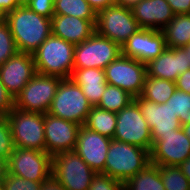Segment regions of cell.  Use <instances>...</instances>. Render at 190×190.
<instances>
[{
	"label": "cell",
	"instance_id": "obj_33",
	"mask_svg": "<svg viewBox=\"0 0 190 190\" xmlns=\"http://www.w3.org/2000/svg\"><path fill=\"white\" fill-rule=\"evenodd\" d=\"M42 182L31 181L7 173L2 182V190H40Z\"/></svg>",
	"mask_w": 190,
	"mask_h": 190
},
{
	"label": "cell",
	"instance_id": "obj_31",
	"mask_svg": "<svg viewBox=\"0 0 190 190\" xmlns=\"http://www.w3.org/2000/svg\"><path fill=\"white\" fill-rule=\"evenodd\" d=\"M18 52L8 23H0V66Z\"/></svg>",
	"mask_w": 190,
	"mask_h": 190
},
{
	"label": "cell",
	"instance_id": "obj_8",
	"mask_svg": "<svg viewBox=\"0 0 190 190\" xmlns=\"http://www.w3.org/2000/svg\"><path fill=\"white\" fill-rule=\"evenodd\" d=\"M61 80L60 77L36 73L14 99V107L46 114Z\"/></svg>",
	"mask_w": 190,
	"mask_h": 190
},
{
	"label": "cell",
	"instance_id": "obj_2",
	"mask_svg": "<svg viewBox=\"0 0 190 190\" xmlns=\"http://www.w3.org/2000/svg\"><path fill=\"white\" fill-rule=\"evenodd\" d=\"M75 45L51 35L32 53L36 72L68 79L74 69Z\"/></svg>",
	"mask_w": 190,
	"mask_h": 190
},
{
	"label": "cell",
	"instance_id": "obj_35",
	"mask_svg": "<svg viewBox=\"0 0 190 190\" xmlns=\"http://www.w3.org/2000/svg\"><path fill=\"white\" fill-rule=\"evenodd\" d=\"M27 6L46 18H52L54 15V0H30Z\"/></svg>",
	"mask_w": 190,
	"mask_h": 190
},
{
	"label": "cell",
	"instance_id": "obj_46",
	"mask_svg": "<svg viewBox=\"0 0 190 190\" xmlns=\"http://www.w3.org/2000/svg\"><path fill=\"white\" fill-rule=\"evenodd\" d=\"M181 48L186 52V54H189L190 57V43Z\"/></svg>",
	"mask_w": 190,
	"mask_h": 190
},
{
	"label": "cell",
	"instance_id": "obj_29",
	"mask_svg": "<svg viewBox=\"0 0 190 190\" xmlns=\"http://www.w3.org/2000/svg\"><path fill=\"white\" fill-rule=\"evenodd\" d=\"M166 190H190V182L178 166L157 165Z\"/></svg>",
	"mask_w": 190,
	"mask_h": 190
},
{
	"label": "cell",
	"instance_id": "obj_34",
	"mask_svg": "<svg viewBox=\"0 0 190 190\" xmlns=\"http://www.w3.org/2000/svg\"><path fill=\"white\" fill-rule=\"evenodd\" d=\"M89 190H124V183L106 174L96 173L90 183Z\"/></svg>",
	"mask_w": 190,
	"mask_h": 190
},
{
	"label": "cell",
	"instance_id": "obj_37",
	"mask_svg": "<svg viewBox=\"0 0 190 190\" xmlns=\"http://www.w3.org/2000/svg\"><path fill=\"white\" fill-rule=\"evenodd\" d=\"M174 14L190 13V0H166Z\"/></svg>",
	"mask_w": 190,
	"mask_h": 190
},
{
	"label": "cell",
	"instance_id": "obj_36",
	"mask_svg": "<svg viewBox=\"0 0 190 190\" xmlns=\"http://www.w3.org/2000/svg\"><path fill=\"white\" fill-rule=\"evenodd\" d=\"M14 107V99L7 92L6 88L0 80V115H7V113Z\"/></svg>",
	"mask_w": 190,
	"mask_h": 190
},
{
	"label": "cell",
	"instance_id": "obj_5",
	"mask_svg": "<svg viewBox=\"0 0 190 190\" xmlns=\"http://www.w3.org/2000/svg\"><path fill=\"white\" fill-rule=\"evenodd\" d=\"M7 119L15 147L45 151L44 114L13 107Z\"/></svg>",
	"mask_w": 190,
	"mask_h": 190
},
{
	"label": "cell",
	"instance_id": "obj_18",
	"mask_svg": "<svg viewBox=\"0 0 190 190\" xmlns=\"http://www.w3.org/2000/svg\"><path fill=\"white\" fill-rule=\"evenodd\" d=\"M134 101L139 105L143 117L151 129L153 144L163 135L173 133L181 128L176 114L173 113L169 104L155 102L135 97Z\"/></svg>",
	"mask_w": 190,
	"mask_h": 190
},
{
	"label": "cell",
	"instance_id": "obj_47",
	"mask_svg": "<svg viewBox=\"0 0 190 190\" xmlns=\"http://www.w3.org/2000/svg\"><path fill=\"white\" fill-rule=\"evenodd\" d=\"M18 1L21 6H25L30 2V0H18Z\"/></svg>",
	"mask_w": 190,
	"mask_h": 190
},
{
	"label": "cell",
	"instance_id": "obj_26",
	"mask_svg": "<svg viewBox=\"0 0 190 190\" xmlns=\"http://www.w3.org/2000/svg\"><path fill=\"white\" fill-rule=\"evenodd\" d=\"M176 90V83L156 78L153 76H146L140 97L156 104L166 103Z\"/></svg>",
	"mask_w": 190,
	"mask_h": 190
},
{
	"label": "cell",
	"instance_id": "obj_20",
	"mask_svg": "<svg viewBox=\"0 0 190 190\" xmlns=\"http://www.w3.org/2000/svg\"><path fill=\"white\" fill-rule=\"evenodd\" d=\"M96 20L54 14L51 18L52 34L74 45L84 42L95 32Z\"/></svg>",
	"mask_w": 190,
	"mask_h": 190
},
{
	"label": "cell",
	"instance_id": "obj_44",
	"mask_svg": "<svg viewBox=\"0 0 190 190\" xmlns=\"http://www.w3.org/2000/svg\"><path fill=\"white\" fill-rule=\"evenodd\" d=\"M140 1L141 0H115V3L128 7V8H132L134 5H136Z\"/></svg>",
	"mask_w": 190,
	"mask_h": 190
},
{
	"label": "cell",
	"instance_id": "obj_15",
	"mask_svg": "<svg viewBox=\"0 0 190 190\" xmlns=\"http://www.w3.org/2000/svg\"><path fill=\"white\" fill-rule=\"evenodd\" d=\"M121 48L123 56L147 64L157 58L167 46L161 30L141 28Z\"/></svg>",
	"mask_w": 190,
	"mask_h": 190
},
{
	"label": "cell",
	"instance_id": "obj_4",
	"mask_svg": "<svg viewBox=\"0 0 190 190\" xmlns=\"http://www.w3.org/2000/svg\"><path fill=\"white\" fill-rule=\"evenodd\" d=\"M93 106L70 78L62 79L47 113L84 125Z\"/></svg>",
	"mask_w": 190,
	"mask_h": 190
},
{
	"label": "cell",
	"instance_id": "obj_11",
	"mask_svg": "<svg viewBox=\"0 0 190 190\" xmlns=\"http://www.w3.org/2000/svg\"><path fill=\"white\" fill-rule=\"evenodd\" d=\"M52 157L46 151L14 147L7 160V173L31 181H45L51 176Z\"/></svg>",
	"mask_w": 190,
	"mask_h": 190
},
{
	"label": "cell",
	"instance_id": "obj_21",
	"mask_svg": "<svg viewBox=\"0 0 190 190\" xmlns=\"http://www.w3.org/2000/svg\"><path fill=\"white\" fill-rule=\"evenodd\" d=\"M131 10L140 28L152 30H162L175 15L166 0H141Z\"/></svg>",
	"mask_w": 190,
	"mask_h": 190
},
{
	"label": "cell",
	"instance_id": "obj_48",
	"mask_svg": "<svg viewBox=\"0 0 190 190\" xmlns=\"http://www.w3.org/2000/svg\"><path fill=\"white\" fill-rule=\"evenodd\" d=\"M5 20V15L4 13L0 10V23Z\"/></svg>",
	"mask_w": 190,
	"mask_h": 190
},
{
	"label": "cell",
	"instance_id": "obj_42",
	"mask_svg": "<svg viewBox=\"0 0 190 190\" xmlns=\"http://www.w3.org/2000/svg\"><path fill=\"white\" fill-rule=\"evenodd\" d=\"M180 170L183 172V174L188 178L190 182V156L179 166Z\"/></svg>",
	"mask_w": 190,
	"mask_h": 190
},
{
	"label": "cell",
	"instance_id": "obj_16",
	"mask_svg": "<svg viewBox=\"0 0 190 190\" xmlns=\"http://www.w3.org/2000/svg\"><path fill=\"white\" fill-rule=\"evenodd\" d=\"M36 73L31 53L17 52L0 66V80L13 99Z\"/></svg>",
	"mask_w": 190,
	"mask_h": 190
},
{
	"label": "cell",
	"instance_id": "obj_10",
	"mask_svg": "<svg viewBox=\"0 0 190 190\" xmlns=\"http://www.w3.org/2000/svg\"><path fill=\"white\" fill-rule=\"evenodd\" d=\"M116 115L117 122L113 139L142 147L151 152L153 146L151 129L139 105L133 100Z\"/></svg>",
	"mask_w": 190,
	"mask_h": 190
},
{
	"label": "cell",
	"instance_id": "obj_12",
	"mask_svg": "<svg viewBox=\"0 0 190 190\" xmlns=\"http://www.w3.org/2000/svg\"><path fill=\"white\" fill-rule=\"evenodd\" d=\"M108 84L127 91L134 98L140 96L147 76L146 64L122 54L105 69Z\"/></svg>",
	"mask_w": 190,
	"mask_h": 190
},
{
	"label": "cell",
	"instance_id": "obj_17",
	"mask_svg": "<svg viewBox=\"0 0 190 190\" xmlns=\"http://www.w3.org/2000/svg\"><path fill=\"white\" fill-rule=\"evenodd\" d=\"M111 140L82 125L77 134L74 151L93 171L102 173L105 169L106 155Z\"/></svg>",
	"mask_w": 190,
	"mask_h": 190
},
{
	"label": "cell",
	"instance_id": "obj_38",
	"mask_svg": "<svg viewBox=\"0 0 190 190\" xmlns=\"http://www.w3.org/2000/svg\"><path fill=\"white\" fill-rule=\"evenodd\" d=\"M176 89L190 94V69L177 77Z\"/></svg>",
	"mask_w": 190,
	"mask_h": 190
},
{
	"label": "cell",
	"instance_id": "obj_25",
	"mask_svg": "<svg viewBox=\"0 0 190 190\" xmlns=\"http://www.w3.org/2000/svg\"><path fill=\"white\" fill-rule=\"evenodd\" d=\"M124 190H166L157 165L150 163L124 183Z\"/></svg>",
	"mask_w": 190,
	"mask_h": 190
},
{
	"label": "cell",
	"instance_id": "obj_32",
	"mask_svg": "<svg viewBox=\"0 0 190 190\" xmlns=\"http://www.w3.org/2000/svg\"><path fill=\"white\" fill-rule=\"evenodd\" d=\"M14 147L7 115H0V159L7 161L11 156Z\"/></svg>",
	"mask_w": 190,
	"mask_h": 190
},
{
	"label": "cell",
	"instance_id": "obj_45",
	"mask_svg": "<svg viewBox=\"0 0 190 190\" xmlns=\"http://www.w3.org/2000/svg\"><path fill=\"white\" fill-rule=\"evenodd\" d=\"M181 128H182L183 132L186 134V136L190 139V123L181 125Z\"/></svg>",
	"mask_w": 190,
	"mask_h": 190
},
{
	"label": "cell",
	"instance_id": "obj_24",
	"mask_svg": "<svg viewBox=\"0 0 190 190\" xmlns=\"http://www.w3.org/2000/svg\"><path fill=\"white\" fill-rule=\"evenodd\" d=\"M116 122V113L104 110L98 106H93L88 113L84 126L103 136L113 139L116 130Z\"/></svg>",
	"mask_w": 190,
	"mask_h": 190
},
{
	"label": "cell",
	"instance_id": "obj_30",
	"mask_svg": "<svg viewBox=\"0 0 190 190\" xmlns=\"http://www.w3.org/2000/svg\"><path fill=\"white\" fill-rule=\"evenodd\" d=\"M181 125L190 123V94L178 89L166 101Z\"/></svg>",
	"mask_w": 190,
	"mask_h": 190
},
{
	"label": "cell",
	"instance_id": "obj_3",
	"mask_svg": "<svg viewBox=\"0 0 190 190\" xmlns=\"http://www.w3.org/2000/svg\"><path fill=\"white\" fill-rule=\"evenodd\" d=\"M150 164V152L142 147L112 139L102 172L125 183Z\"/></svg>",
	"mask_w": 190,
	"mask_h": 190
},
{
	"label": "cell",
	"instance_id": "obj_14",
	"mask_svg": "<svg viewBox=\"0 0 190 190\" xmlns=\"http://www.w3.org/2000/svg\"><path fill=\"white\" fill-rule=\"evenodd\" d=\"M190 156V139L182 128L163 134L152 146L150 163L179 166Z\"/></svg>",
	"mask_w": 190,
	"mask_h": 190
},
{
	"label": "cell",
	"instance_id": "obj_1",
	"mask_svg": "<svg viewBox=\"0 0 190 190\" xmlns=\"http://www.w3.org/2000/svg\"><path fill=\"white\" fill-rule=\"evenodd\" d=\"M18 52L33 53L52 33L51 18L41 16L27 5L5 15Z\"/></svg>",
	"mask_w": 190,
	"mask_h": 190
},
{
	"label": "cell",
	"instance_id": "obj_6",
	"mask_svg": "<svg viewBox=\"0 0 190 190\" xmlns=\"http://www.w3.org/2000/svg\"><path fill=\"white\" fill-rule=\"evenodd\" d=\"M51 175L66 190H89L96 172L73 150L52 157Z\"/></svg>",
	"mask_w": 190,
	"mask_h": 190
},
{
	"label": "cell",
	"instance_id": "obj_40",
	"mask_svg": "<svg viewBox=\"0 0 190 190\" xmlns=\"http://www.w3.org/2000/svg\"><path fill=\"white\" fill-rule=\"evenodd\" d=\"M97 14L101 10L115 3V0H86Z\"/></svg>",
	"mask_w": 190,
	"mask_h": 190
},
{
	"label": "cell",
	"instance_id": "obj_13",
	"mask_svg": "<svg viewBox=\"0 0 190 190\" xmlns=\"http://www.w3.org/2000/svg\"><path fill=\"white\" fill-rule=\"evenodd\" d=\"M81 125L44 114L45 151L53 157L62 152L73 151Z\"/></svg>",
	"mask_w": 190,
	"mask_h": 190
},
{
	"label": "cell",
	"instance_id": "obj_7",
	"mask_svg": "<svg viewBox=\"0 0 190 190\" xmlns=\"http://www.w3.org/2000/svg\"><path fill=\"white\" fill-rule=\"evenodd\" d=\"M96 32L122 46L140 28L131 8L114 3L97 13Z\"/></svg>",
	"mask_w": 190,
	"mask_h": 190
},
{
	"label": "cell",
	"instance_id": "obj_43",
	"mask_svg": "<svg viewBox=\"0 0 190 190\" xmlns=\"http://www.w3.org/2000/svg\"><path fill=\"white\" fill-rule=\"evenodd\" d=\"M7 175V161L0 159V183L3 182L5 176Z\"/></svg>",
	"mask_w": 190,
	"mask_h": 190
},
{
	"label": "cell",
	"instance_id": "obj_28",
	"mask_svg": "<svg viewBox=\"0 0 190 190\" xmlns=\"http://www.w3.org/2000/svg\"><path fill=\"white\" fill-rule=\"evenodd\" d=\"M54 14L87 20H96L97 16L86 0H54Z\"/></svg>",
	"mask_w": 190,
	"mask_h": 190
},
{
	"label": "cell",
	"instance_id": "obj_27",
	"mask_svg": "<svg viewBox=\"0 0 190 190\" xmlns=\"http://www.w3.org/2000/svg\"><path fill=\"white\" fill-rule=\"evenodd\" d=\"M133 100L134 97L127 91L117 86L107 84L100 102L96 106L110 112L118 113L121 109L127 107Z\"/></svg>",
	"mask_w": 190,
	"mask_h": 190
},
{
	"label": "cell",
	"instance_id": "obj_9",
	"mask_svg": "<svg viewBox=\"0 0 190 190\" xmlns=\"http://www.w3.org/2000/svg\"><path fill=\"white\" fill-rule=\"evenodd\" d=\"M122 54L121 46L95 32L84 42L75 45L74 69H105Z\"/></svg>",
	"mask_w": 190,
	"mask_h": 190
},
{
	"label": "cell",
	"instance_id": "obj_19",
	"mask_svg": "<svg viewBox=\"0 0 190 190\" xmlns=\"http://www.w3.org/2000/svg\"><path fill=\"white\" fill-rule=\"evenodd\" d=\"M147 76L175 82L177 77L190 69L189 54L180 48H166L157 58L146 64Z\"/></svg>",
	"mask_w": 190,
	"mask_h": 190
},
{
	"label": "cell",
	"instance_id": "obj_41",
	"mask_svg": "<svg viewBox=\"0 0 190 190\" xmlns=\"http://www.w3.org/2000/svg\"><path fill=\"white\" fill-rule=\"evenodd\" d=\"M18 6H21L18 0H0V10L4 13V15L13 11Z\"/></svg>",
	"mask_w": 190,
	"mask_h": 190
},
{
	"label": "cell",
	"instance_id": "obj_39",
	"mask_svg": "<svg viewBox=\"0 0 190 190\" xmlns=\"http://www.w3.org/2000/svg\"><path fill=\"white\" fill-rule=\"evenodd\" d=\"M40 190H66L52 175L42 182Z\"/></svg>",
	"mask_w": 190,
	"mask_h": 190
},
{
	"label": "cell",
	"instance_id": "obj_23",
	"mask_svg": "<svg viewBox=\"0 0 190 190\" xmlns=\"http://www.w3.org/2000/svg\"><path fill=\"white\" fill-rule=\"evenodd\" d=\"M167 48H180L190 43V13L175 14L161 30Z\"/></svg>",
	"mask_w": 190,
	"mask_h": 190
},
{
	"label": "cell",
	"instance_id": "obj_22",
	"mask_svg": "<svg viewBox=\"0 0 190 190\" xmlns=\"http://www.w3.org/2000/svg\"><path fill=\"white\" fill-rule=\"evenodd\" d=\"M70 79L77 84L92 106H96L104 93L107 81L104 69H73Z\"/></svg>",
	"mask_w": 190,
	"mask_h": 190
}]
</instances>
